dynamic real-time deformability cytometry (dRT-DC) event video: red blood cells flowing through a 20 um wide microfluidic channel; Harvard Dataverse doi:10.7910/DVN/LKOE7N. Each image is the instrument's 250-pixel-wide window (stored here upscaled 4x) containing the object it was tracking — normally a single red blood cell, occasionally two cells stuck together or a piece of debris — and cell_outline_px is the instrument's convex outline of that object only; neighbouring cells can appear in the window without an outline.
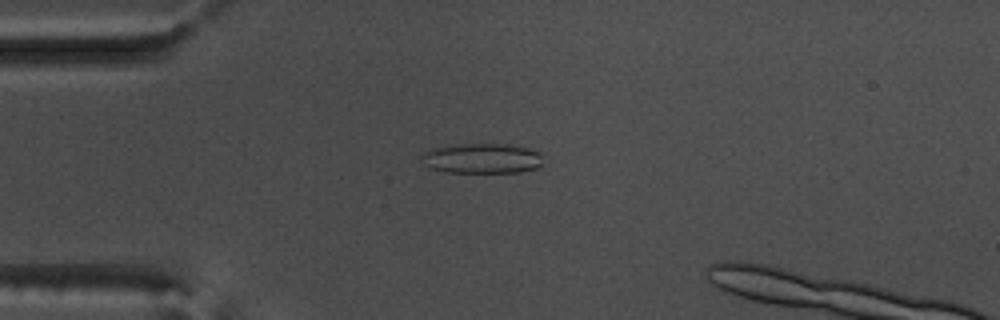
{"species": "common noctule bat (a hibernating species)", "species_latin": "Nyctalus noctula", "temperature_condition": "warm", "stored_images_in_passage": 50, "camera_frame_rate_fps": 3000, "um_per_image_px": 0.085, "animal": {"sex": "male", "body_mass_g": 17.5, "forearm_length_mm": 52.3}, "frame": {"image": 1, "passage_image": 14, "time_ms": 4.333, "image_size_px": [1000, 320], "cell_outline_px": [[540, 164], [536, 168], [520, 172], [444, 172], [432, 168], [424, 164], [420, 156], [428, 148], [456, 144], [508, 144], [528, 148], [540, 152]], "centroid_in_image_um": [40.91, 13.45], "position_along_channel_um": 44.1, "area_um2": 21.33}}
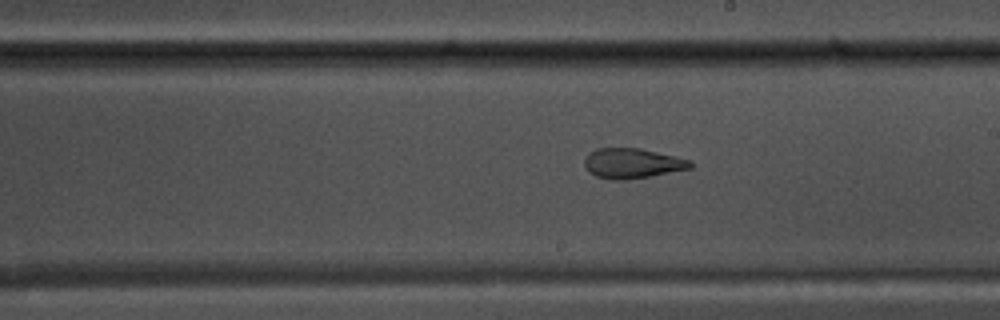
{"frame": {"image": 2, "passage_image": 31, "time_ms": 10.0, "image_size_px": [1000, 320], "cell_outline_px": [[692, 168], [648, 176], [624, 180], [612, 180], [596, 176], [588, 172], [584, 164], [584, 160], [588, 152], [596, 148], [640, 148], [692, 160]], "centroid_in_image_um": [53.71, 13.87], "position_along_channel_um": 235.3, "area_um2": 18.55}}
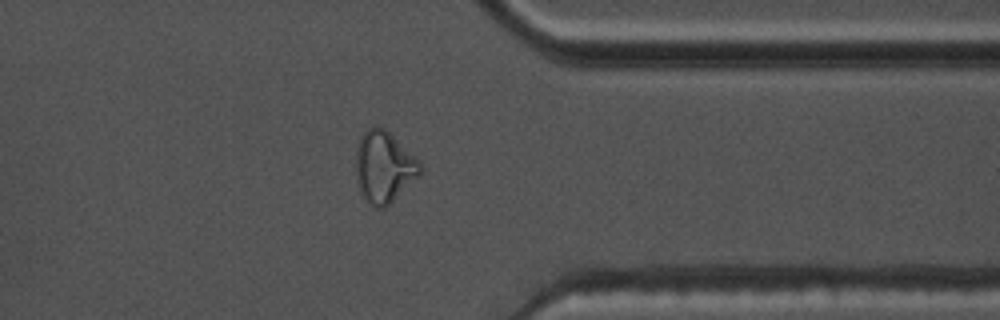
{"frame": {"image": 3, "passage_image": 43, "time_ms": 14.0, "image_size_px": [1000, 320], "cell_outline_px": [[420, 176], [384, 208], [376, 208], [360, 192], [356, 176], [356, 148], [360, 136], [368, 128], [384, 128], [420, 160]], "centroid_in_image_um": [32.64, 14.19], "position_along_channel_um": 378.8, "area_um2": 26.41}}